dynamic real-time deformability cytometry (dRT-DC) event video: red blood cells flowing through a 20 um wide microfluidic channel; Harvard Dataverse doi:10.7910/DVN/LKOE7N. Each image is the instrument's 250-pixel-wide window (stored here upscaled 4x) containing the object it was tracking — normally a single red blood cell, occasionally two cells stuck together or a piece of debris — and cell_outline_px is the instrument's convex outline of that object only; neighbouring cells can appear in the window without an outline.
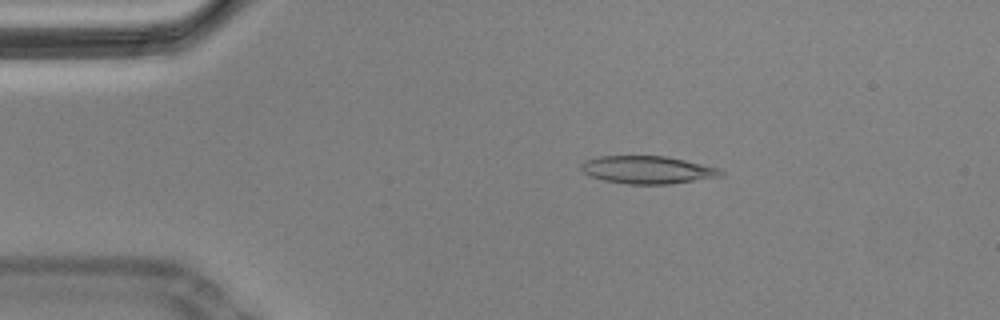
{"species": "Egyptian fruit bat (a non-hibernating species)", "species_latin": "Rousettus aegyptiacus", "temperature_condition": "cold", "stored_images_in_passage": 56, "camera_frame_rate_fps": 3000, "um_per_image_px": 0.085, "animal": {"sex": "male"}, "frame": {"image": 1, "passage_image": 9, "time_ms": 2.667, "image_size_px": [1000, 320], "cell_outline_px": [[724, 176], [668, 184], [628, 184], [604, 180], [588, 176], [580, 168], [580, 164], [584, 160], [600, 156], [668, 156], [720, 168], [724, 172]], "centroid_in_image_um": [55.04, 14.43], "position_along_channel_um": 30.0, "area_um2": 22.72}}
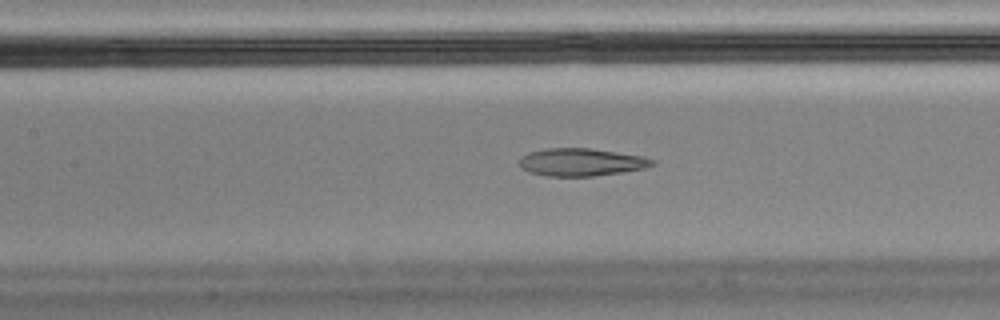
{"frame": {"image": 2, "passage_image": 24, "time_ms": 7.667, "image_size_px": [1000, 320], "cell_outline_px": [[656, 164], [644, 168], [620, 172], [592, 176], [548, 176], [528, 172], [520, 168], [520, 156], [528, 152], [544, 148], [588, 148], [644, 156], [656, 160]], "centroid_in_image_um": [49.38, 13.77], "position_along_channel_um": 158.0, "area_um2": 21.5}}
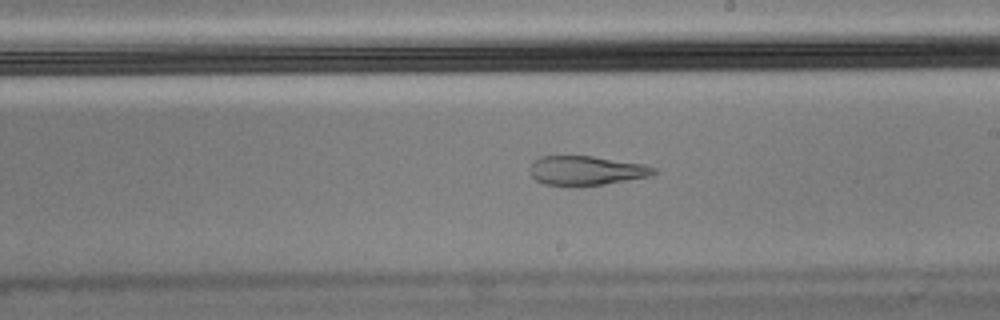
{"frame": {"image": 3, "passage_image": 31, "time_ms": 10.0, "image_size_px": [1000, 320], "cell_outline_px": [[660, 172], [652, 176], [604, 184], [544, 184], [536, 180], [532, 176], [528, 168], [532, 160], [540, 156], [592, 156], [644, 164], [656, 168]], "centroid_in_image_um": [49.85, 14.47], "position_along_channel_um": 239.1, "area_um2": 20.98}, "authors_computed_cell_mechanics": {"area_um2": 23.1489, "velocity_mm_per_s": 3.4999, "shape_relaxation_time_tau1_ms": null, "shape_relaxation_time_tau2_ms": 2.3493, "deformation_change_tau1": null, "deformation_change_tau2": 0.0994}}